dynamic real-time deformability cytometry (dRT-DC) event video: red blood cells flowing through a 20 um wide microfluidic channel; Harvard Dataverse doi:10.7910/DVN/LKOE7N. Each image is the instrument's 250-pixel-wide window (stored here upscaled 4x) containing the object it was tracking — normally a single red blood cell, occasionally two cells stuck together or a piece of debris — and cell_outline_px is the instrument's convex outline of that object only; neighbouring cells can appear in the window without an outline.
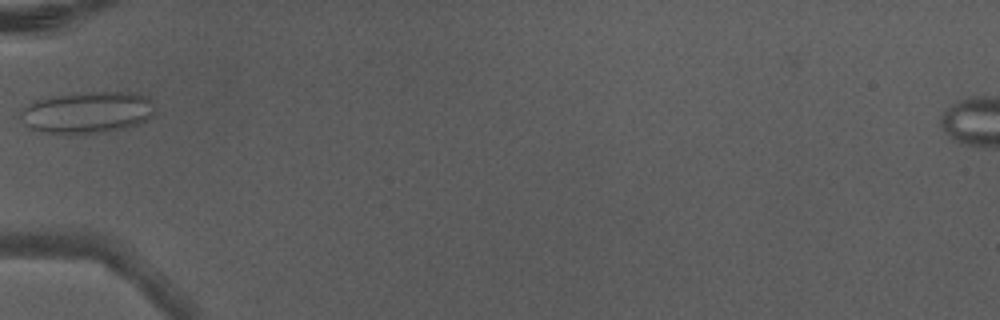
{"species": "Egyptian fruit bat (a non-hibernating species)", "species_latin": "Rousettus aegyptiacus", "temperature_condition": "warm", "stored_images_in_passage": 3, "camera_frame_rate_fps": 3000, "um_per_image_px": 0.085, "animal": {"sex": "male"}, "frame": {"image": 1, "passage_image": 3, "time_ms": 0.667, "image_size_px": [1000, 320], "cell_outline_px": [[156, 112], [152, 116], [136, 124], [112, 132], [44, 132], [28, 128], [20, 120], [20, 112], [28, 104], [36, 100], [52, 96], [92, 92], [136, 92], [148, 96], [156, 104]], "centroid_in_image_um": [7.48, 9.53], "position_along_channel_um": 77.5, "area_um2": 32.6}}